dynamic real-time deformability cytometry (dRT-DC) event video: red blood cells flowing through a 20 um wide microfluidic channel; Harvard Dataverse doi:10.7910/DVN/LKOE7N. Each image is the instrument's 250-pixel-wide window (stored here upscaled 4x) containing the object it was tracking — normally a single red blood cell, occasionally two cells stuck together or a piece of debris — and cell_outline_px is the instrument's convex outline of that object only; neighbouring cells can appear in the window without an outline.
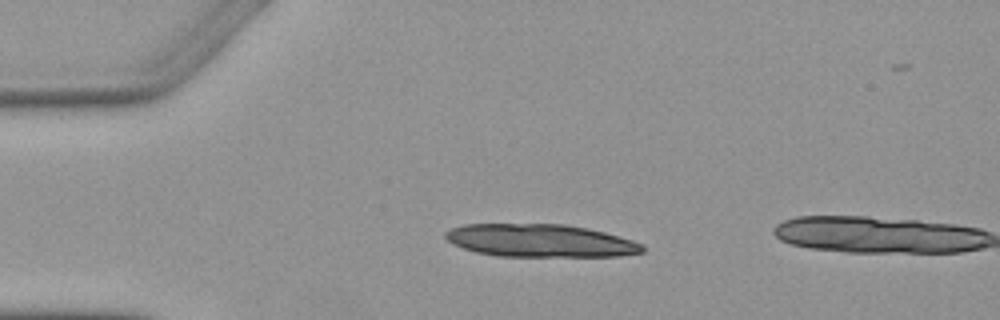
{"species": "Egyptian fruit bat (a non-hibernating species)", "species_latin": "Rousettus aegyptiacus", "temperature_condition": "warm", "stored_images_in_passage": 2, "camera_frame_rate_fps": 3000, "um_per_image_px": 0.085, "animal": {"sex": "female"}, "frame": {"image": 1, "passage_image": 1, "time_ms": 0.0, "image_size_px": [1000, 320], "cell_outline_px": [[644, 252], [616, 256], [496, 256], [476, 252], [452, 244], [444, 236], [444, 232], [452, 228], [464, 224], [564, 224], [588, 228], [604, 232], [632, 240], [644, 244]], "centroid_in_image_um": [45.91, 20.45], "position_along_channel_um": 39.1, "area_um2": 37.69}}